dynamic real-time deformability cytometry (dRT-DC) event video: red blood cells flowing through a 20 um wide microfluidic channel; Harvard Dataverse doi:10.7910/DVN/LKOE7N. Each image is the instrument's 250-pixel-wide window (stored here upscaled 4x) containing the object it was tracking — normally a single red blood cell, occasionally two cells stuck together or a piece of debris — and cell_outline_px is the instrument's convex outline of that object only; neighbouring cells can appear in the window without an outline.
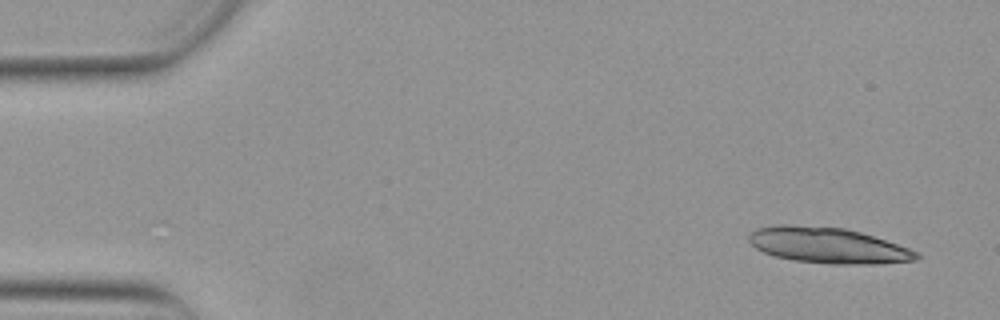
{"species": "Egyptian fruit bat (a non-hibernating species)", "species_latin": "Rousettus aegyptiacus", "temperature_condition": "warm", "stored_images_in_passage": 18, "camera_frame_rate_fps": 3000, "um_per_image_px": 0.085, "animal": {"sex": "female"}, "frame": {"image": 1, "passage_image": 1, "time_ms": 0.0, "image_size_px": [1000, 320], "cell_outline_px": [[920, 256], [916, 260], [876, 264], [832, 264], [792, 260], [776, 256], [764, 252], [756, 248], [748, 240], [748, 236], [756, 228], [776, 224], [788, 224], [844, 228], [860, 232], [920, 252]], "centroid_in_image_um": [70.35, 20.85], "position_along_channel_um": 14.6, "area_um2": 34.8}}